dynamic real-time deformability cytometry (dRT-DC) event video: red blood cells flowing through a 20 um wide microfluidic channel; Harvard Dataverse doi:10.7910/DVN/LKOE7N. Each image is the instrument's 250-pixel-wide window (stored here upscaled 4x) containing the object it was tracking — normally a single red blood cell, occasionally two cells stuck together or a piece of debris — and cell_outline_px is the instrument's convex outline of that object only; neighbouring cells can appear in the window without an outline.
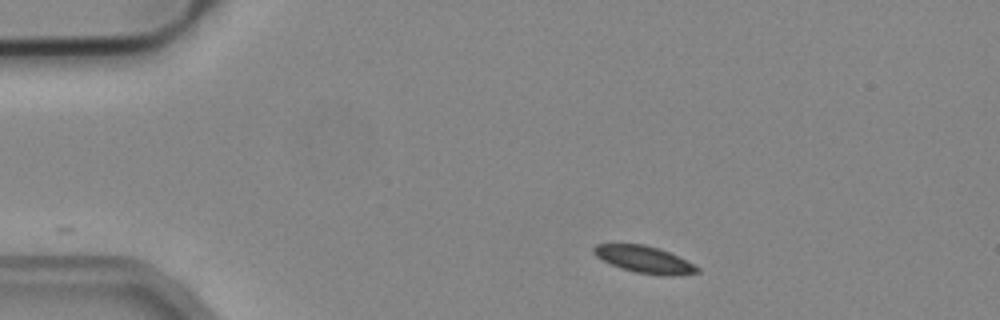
{"species": "common noctule bat (a hibernating species)", "species_latin": "Nyctalus noctula", "temperature_condition": "cold", "stored_images_in_passage": 23, "camera_frame_rate_fps": 3000, "um_per_image_px": 0.085, "animal": {"sex": "male", "body_mass_g": 19.2, "forearm_length_mm": 51.8}, "frame": {"image": 1, "passage_image": 1, "time_ms": 0.0, "image_size_px": [1000, 320], "cell_outline_px": [[700, 272], [672, 276], [636, 272], [620, 268], [596, 256], [592, 252], [592, 248], [596, 244], [644, 244], [660, 248], [700, 268]], "centroid_in_image_um": [54.74, 22.04], "position_along_channel_um": 30.3, "area_um2": 15.95}}
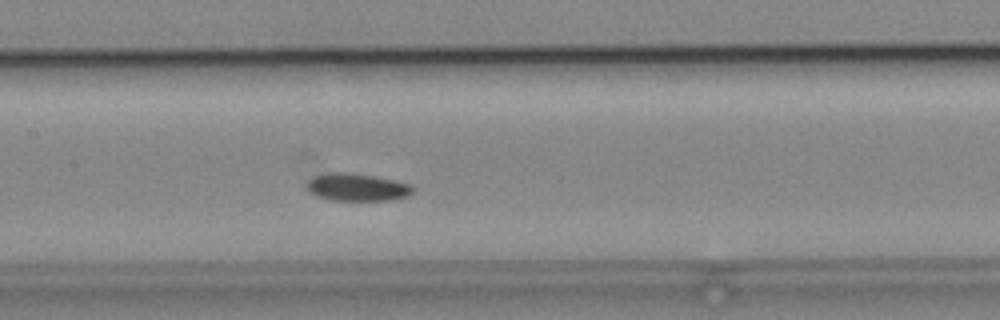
{"frame": {"image": 2, "passage_image": 17, "time_ms": 5.333, "image_size_px": [1000, 320], "cell_outline_px": [[412, 192], [408, 196], [388, 200], [328, 200], [316, 196], [308, 192], [308, 180], [316, 176], [332, 172], [344, 172], [372, 176], [396, 180], [408, 184], [412, 188]], "centroid_in_image_um": [30.32, 15.92], "position_along_channel_um": 177.1, "area_um2": 16.76}}
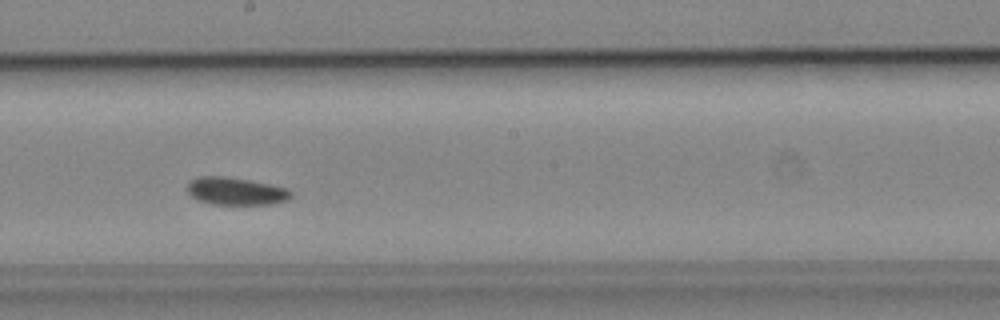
{"frame": {"image": 3, "passage_image": 21, "time_ms": 6.667, "image_size_px": [1000, 320], "cell_outline_px": [[292, 196], [288, 200], [272, 204], [212, 204], [196, 200], [188, 192], [188, 184], [192, 180], [200, 176], [224, 176], [248, 180], [288, 188], [292, 192]], "centroid_in_image_um": [20.06, 16.26], "position_along_channel_um": 228.1, "area_um2": 16.59}}